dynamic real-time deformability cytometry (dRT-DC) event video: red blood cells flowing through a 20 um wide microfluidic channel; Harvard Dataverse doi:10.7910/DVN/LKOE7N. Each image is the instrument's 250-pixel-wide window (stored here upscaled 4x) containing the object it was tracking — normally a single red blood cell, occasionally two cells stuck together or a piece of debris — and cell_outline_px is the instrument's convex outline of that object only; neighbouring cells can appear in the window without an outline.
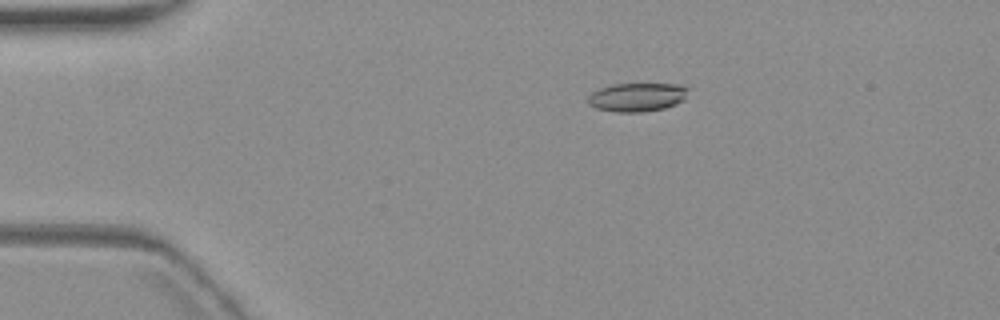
{"species": "common noctule bat (a hibernating species)", "species_latin": "Nyctalus noctula", "temperature_condition": "warm", "stored_images_in_passage": 4, "camera_frame_rate_fps": 3000, "um_per_image_px": 0.085, "animal": {"sex": "female", "body_mass_g": 19.3, "forearm_length_mm": 54.1}, "frame": {"image": 1, "passage_image": 2, "time_ms": 1.0, "image_size_px": [1000, 320], "cell_outline_px": [[688, 88], [684, 100], [676, 104], [664, 108], [640, 112], [616, 112], [596, 108], [588, 104], [588, 96], [592, 92], [600, 88], [612, 84], [680, 84]], "centroid_in_image_um": [54.14, 8.25], "position_along_channel_um": 30.9, "area_um2": 16.7}}